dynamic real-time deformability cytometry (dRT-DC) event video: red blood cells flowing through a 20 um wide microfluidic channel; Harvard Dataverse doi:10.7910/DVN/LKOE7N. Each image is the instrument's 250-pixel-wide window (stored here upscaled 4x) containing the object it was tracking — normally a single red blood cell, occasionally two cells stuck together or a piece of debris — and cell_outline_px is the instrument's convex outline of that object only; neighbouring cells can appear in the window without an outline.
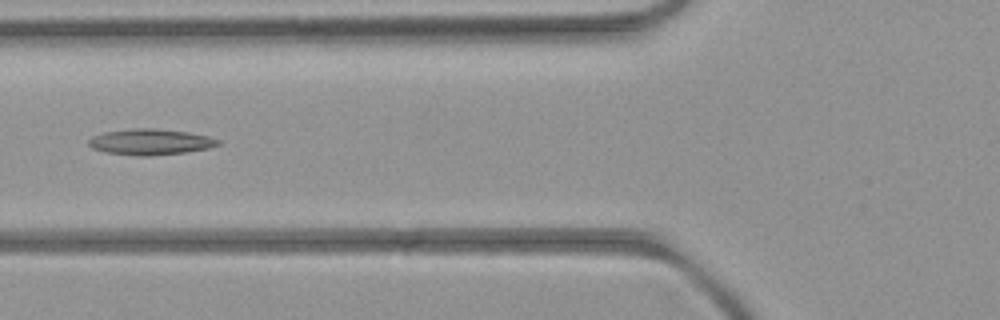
{"species": "common noctule bat (a hibernating species)", "species_latin": "Nyctalus noctula", "temperature_condition": "room temperature", "stored_images_in_passage": 6, "camera_frame_rate_fps": 3000, "um_per_image_px": 0.085, "animal": {"sex": "female", "body_mass_g": 21.9}, "frame": {"image": 1, "passage_image": 5, "time_ms": 4.667, "image_size_px": [1000, 320], "cell_outline_px": [[220, 144], [208, 148], [184, 152], [148, 156], [136, 156], [104, 152], [92, 148], [88, 144], [88, 140], [92, 136], [104, 132], [132, 128], [152, 128], [188, 132], [208, 136], [220, 140]], "centroid_in_image_um": [12.75, 12.06], "position_along_channel_um": 113.1, "area_um2": 19.54}}
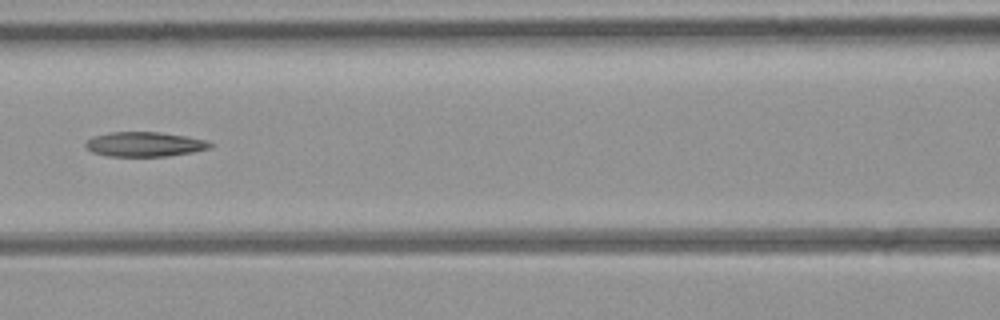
{"frame": {"image": 2, "passage_image": 6, "time_ms": 5.667, "image_size_px": [1000, 320], "cell_outline_px": [[212, 148], [192, 152], [168, 156], [108, 156], [92, 152], [84, 144], [92, 136], [112, 132], [160, 132], [184, 136], [204, 140], [212, 144]], "centroid_in_image_um": [12.28, 12.26], "position_along_channel_um": 154.3, "area_um2": 17.74}}